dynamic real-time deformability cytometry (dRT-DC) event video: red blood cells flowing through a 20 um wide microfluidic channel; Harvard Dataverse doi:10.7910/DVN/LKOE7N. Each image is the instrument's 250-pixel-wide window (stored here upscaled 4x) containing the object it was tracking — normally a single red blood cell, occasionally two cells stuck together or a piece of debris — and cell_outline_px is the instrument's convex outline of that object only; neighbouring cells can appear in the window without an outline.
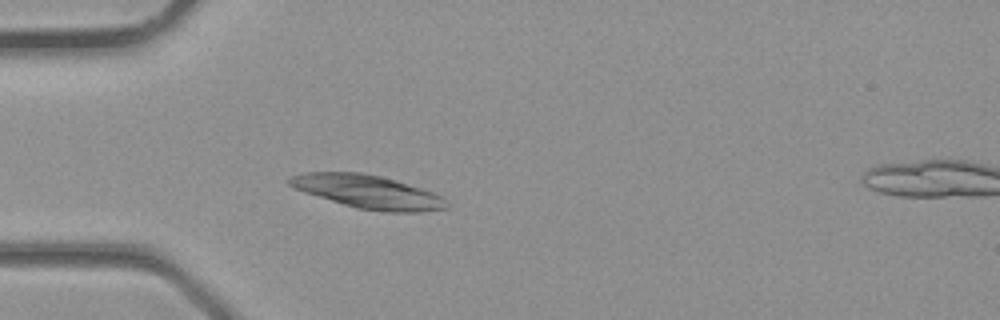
{"species": "common noctule bat (a hibernating species)", "species_latin": "Nyctalus noctula", "temperature_condition": "room temperature", "stored_images_in_passage": 3, "camera_frame_rate_fps": 3000, "um_per_image_px": 0.085, "animal": {"sex": "male", "body_mass_g": 23.1, "forearm_length_mm": 52.7}, "frame": {"image": 1, "passage_image": 2, "time_ms": 0.333, "image_size_px": [1000, 320], "cell_outline_px": [[448, 208], [420, 212], [388, 212], [356, 208], [304, 192], [288, 184], [288, 176], [304, 172], [360, 172], [380, 176], [396, 180], [432, 192], [440, 196], [448, 204]], "centroid_in_image_um": [31.24, 16.29], "position_along_channel_um": 53.8, "area_um2": 30.35}}